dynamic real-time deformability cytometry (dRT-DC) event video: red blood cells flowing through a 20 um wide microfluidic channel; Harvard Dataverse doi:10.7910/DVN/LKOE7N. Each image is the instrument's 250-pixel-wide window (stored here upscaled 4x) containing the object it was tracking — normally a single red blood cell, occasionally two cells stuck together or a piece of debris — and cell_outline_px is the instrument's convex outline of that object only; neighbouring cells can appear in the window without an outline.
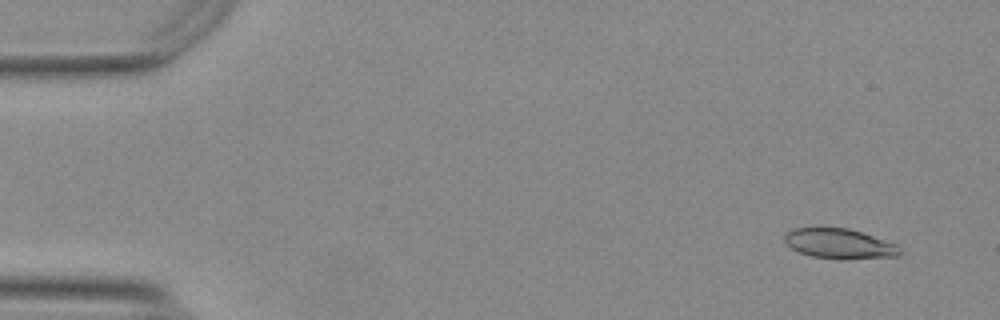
{"species": "Egyptian fruit bat (a non-hibernating species)", "species_latin": "Rousettus aegyptiacus", "temperature_condition": "warm", "stored_images_in_passage": 54, "camera_frame_rate_fps": 3000, "um_per_image_px": 0.085, "animal": {"sex": "female"}, "frame": {"image": 1, "passage_image": 3, "time_ms": 0.667, "image_size_px": [1000, 320], "cell_outline_px": [[900, 256], [812, 256], [800, 252], [792, 248], [784, 240], [784, 232], [792, 228], [848, 228], [896, 244], [900, 248]], "centroid_in_image_um": [71.26, 20.65], "position_along_channel_um": 13.7, "area_um2": 18.84}}
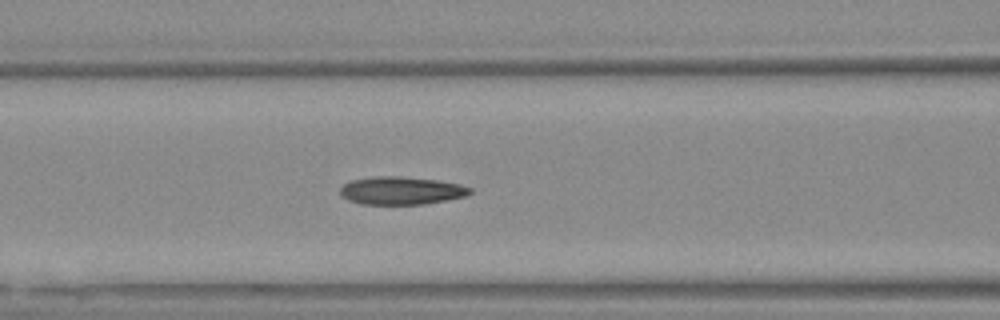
{"frame": {"image": 2, "passage_image": 22, "time_ms": 7.0, "image_size_px": [1000, 320], "cell_outline_px": [[472, 192], [468, 196], [424, 204], [360, 204], [348, 200], [340, 196], [340, 188], [348, 180], [376, 176], [400, 176], [436, 180], [460, 184], [472, 188]], "centroid_in_image_um": [34.09, 16.2], "position_along_channel_um": 132.5, "area_um2": 21.33}}
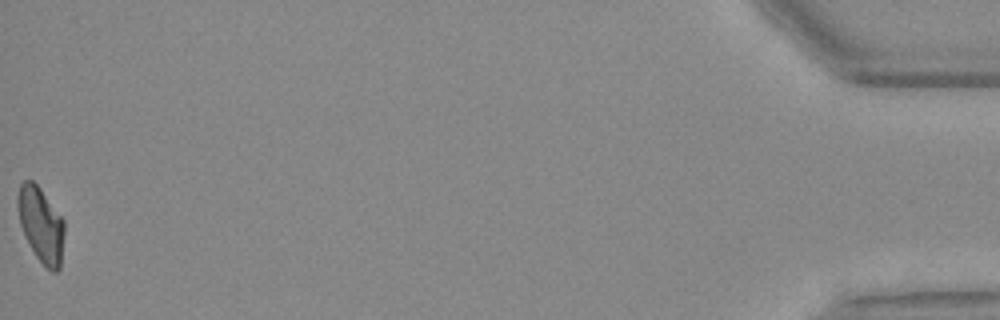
{"frame": {"image": 3, "passage_image": 54, "time_ms": 17.667, "image_size_px": [1000, 320], "cell_outline_px": [[64, 232], [60, 268], [56, 272], [52, 272], [36, 256], [20, 224], [16, 204], [16, 196], [20, 184], [24, 180], [32, 180], [40, 188], [64, 220]], "centroid_in_image_um": [3.47, 19.06], "position_along_channel_um": 431.7, "area_um2": 20.17}, "authors_computed_cell_mechanics": {"area_um2": 20.808, "velocity_mm_per_s": 3.7514, "shape_relaxation_time_tau1_ms": null, "shape_relaxation_time_tau2_ms": 3.2066, "deformation_change_tau1": null, "deformation_change_tau2": 0.0966}}